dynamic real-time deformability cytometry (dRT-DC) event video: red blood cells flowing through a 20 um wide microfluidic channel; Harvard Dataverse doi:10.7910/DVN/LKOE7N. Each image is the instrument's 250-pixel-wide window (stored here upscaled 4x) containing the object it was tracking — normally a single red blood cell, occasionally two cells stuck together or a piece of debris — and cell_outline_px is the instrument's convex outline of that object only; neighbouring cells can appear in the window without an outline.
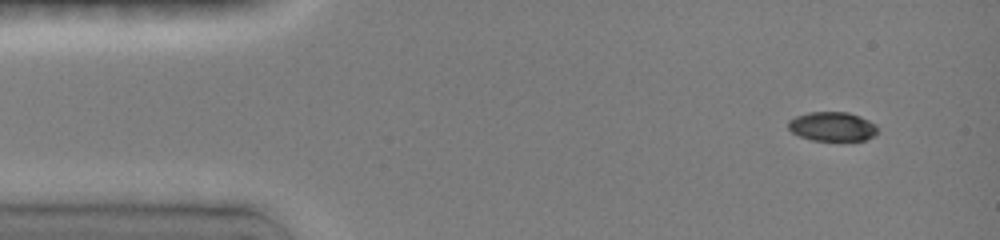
{"species": "common noctule bat (a hibernating species)", "species_latin": "Nyctalus noctula", "temperature_condition": "room temperature", "stored_images_in_passage": 7, "camera_frame_rate_fps": 3000, "um_per_image_px": 0.085, "animal": {"sex": "female", "body_mass_g": 19.0, "forearm_length_mm": 51.5}, "frame": {"image": 1, "passage_image": 1, "time_ms": 0.0, "image_size_px": [1000, 240], "cell_outline_px": [[876, 132], [872, 136], [864, 140], [812, 140], [800, 136], [792, 132], [788, 128], [788, 120], [796, 116], [808, 112], [848, 112], [860, 116], [876, 124]], "centroid_in_image_um": [70.71, 10.74], "position_along_channel_um": 14.3, "area_um2": 15.09}}
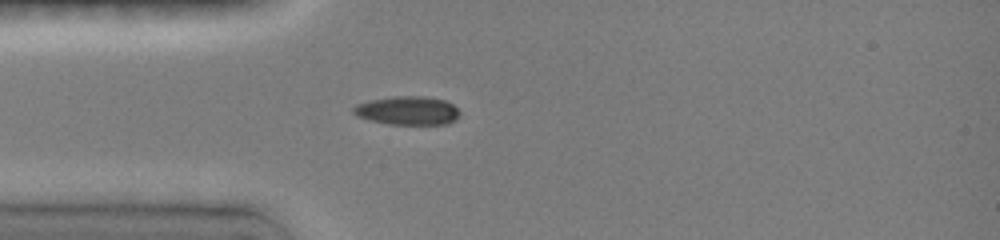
{"frame": {"image": 2, "passage_image": 5, "time_ms": 3.0, "image_size_px": [1000, 240], "cell_outline_px": [[460, 116], [456, 120], [448, 124], [388, 124], [368, 120], [356, 116], [352, 112], [352, 108], [356, 104], [368, 100], [396, 96], [424, 96], [444, 100], [452, 104], [460, 112]], "centroid_in_image_um": [34.62, 9.4], "position_along_channel_um": 50.4, "area_um2": 17.92}}